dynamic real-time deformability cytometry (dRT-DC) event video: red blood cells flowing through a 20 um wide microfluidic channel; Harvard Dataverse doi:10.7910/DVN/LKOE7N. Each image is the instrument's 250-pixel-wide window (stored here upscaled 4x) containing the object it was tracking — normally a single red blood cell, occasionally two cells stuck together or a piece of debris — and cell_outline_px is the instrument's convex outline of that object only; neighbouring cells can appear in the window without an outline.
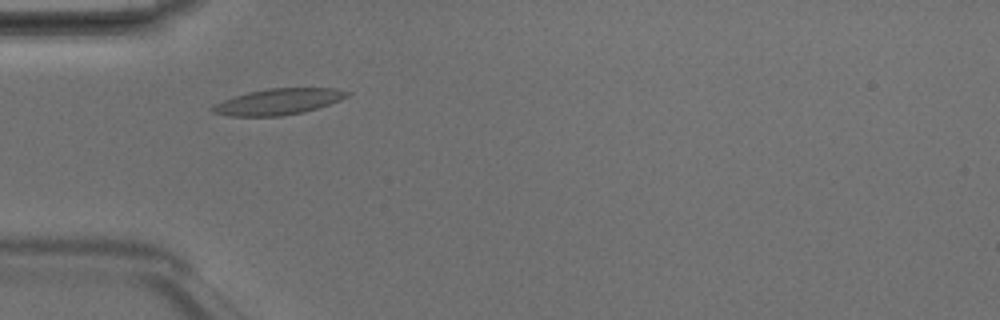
{"species": "Egyptian fruit bat (a non-hibernating species)", "species_latin": "Rousettus aegyptiacus", "temperature_condition": "room temperature", "stored_images_in_passage": 43, "camera_frame_rate_fps": 3000, "um_per_image_px": 0.085, "animal": {"sex": "male"}, "frame": {"image": 1, "passage_image": 9, "time_ms": 2.667, "image_size_px": [1000, 320], "cell_outline_px": [[352, 92], [348, 96], [340, 100], [304, 112], [280, 116], [228, 116], [212, 112], [208, 108], [224, 100], [248, 92], [268, 88], [336, 88]], "centroid_in_image_um": [23.66, 8.64], "position_along_channel_um": 61.3, "area_um2": 20.35}}
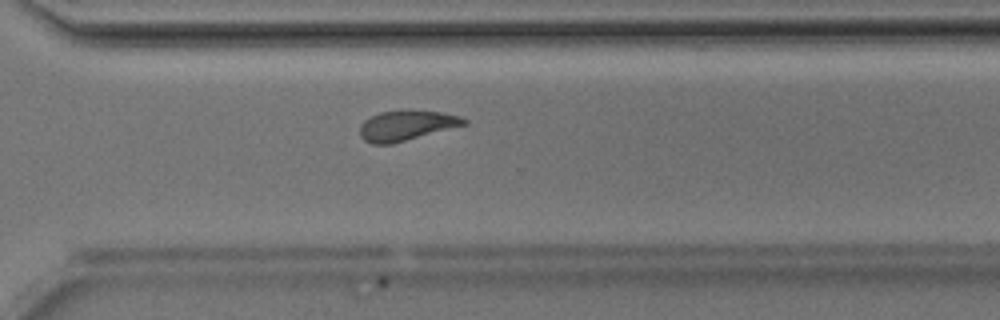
{"frame": {"image": 2, "passage_image": 29, "time_ms": 9.333, "image_size_px": [1000, 320], "cell_outline_px": [[468, 124], [392, 144], [372, 144], [364, 140], [360, 136], [360, 124], [364, 120], [380, 112], [408, 108], [444, 112], [460, 116], [468, 120]], "centroid_in_image_um": [34.57, 10.64], "position_along_channel_um": 336.0, "area_um2": 18.79}}
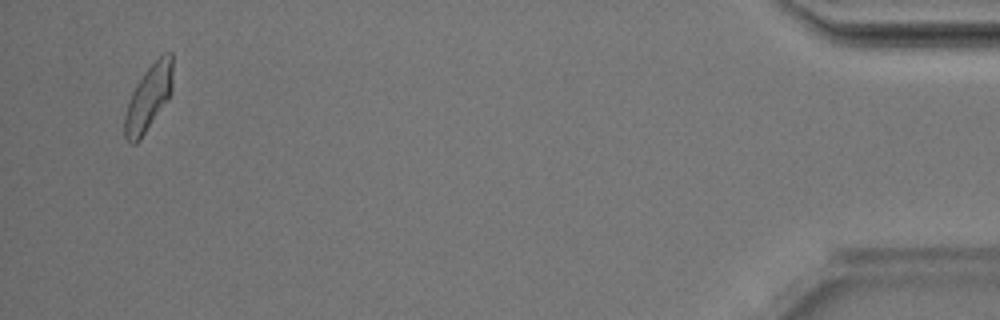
{"frame": {"image": 3, "passage_image": 41, "time_ms": 13.333, "image_size_px": [1000, 320], "cell_outline_px": [[172, 92], [168, 100], [140, 140], [136, 144], [132, 144], [124, 136], [124, 116], [132, 92], [144, 72], [164, 52], [172, 52]], "centroid_in_image_um": [12.63, 8.33], "position_along_channel_um": 422.6, "area_um2": 18.32}, "authors_computed_cell_mechanics": {"area_um2": 18.785, "velocity_mm_per_s": 4.1575, "shape_relaxation_time_tau1_ms": 2.9102, "shape_relaxation_time_tau2_ms": 1.8153, "deformation_change_tau1": 0.131, "deformation_change_tau2": 0.0749}}